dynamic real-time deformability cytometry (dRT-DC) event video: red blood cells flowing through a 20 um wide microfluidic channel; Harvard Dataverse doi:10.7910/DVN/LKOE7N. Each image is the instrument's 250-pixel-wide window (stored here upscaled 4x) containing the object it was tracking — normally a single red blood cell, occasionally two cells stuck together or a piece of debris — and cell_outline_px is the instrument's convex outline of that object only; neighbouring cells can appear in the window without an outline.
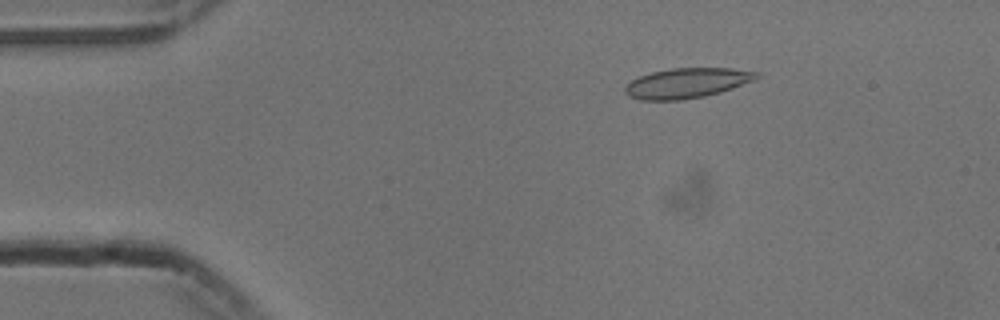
{"species": "common noctule bat (a hibernating species)", "species_latin": "Nyctalus noctula", "temperature_condition": "cold", "stored_images_in_passage": 16, "camera_frame_rate_fps": 3000, "um_per_image_px": 0.085, "animal": {"sex": "male", "body_mass_g": 13.3}, "frame": {"image": 1, "passage_image": 9, "time_ms": 2.667, "image_size_px": [1000, 320], "cell_outline_px": [[760, 76], [756, 80], [720, 92], [704, 96], [680, 100], [640, 100], [628, 96], [624, 92], [624, 84], [640, 76], [652, 72], [672, 68], [732, 68], [760, 72]], "centroid_in_image_um": [58.39, 7.06], "position_along_channel_um": 26.6, "area_um2": 23.18}}